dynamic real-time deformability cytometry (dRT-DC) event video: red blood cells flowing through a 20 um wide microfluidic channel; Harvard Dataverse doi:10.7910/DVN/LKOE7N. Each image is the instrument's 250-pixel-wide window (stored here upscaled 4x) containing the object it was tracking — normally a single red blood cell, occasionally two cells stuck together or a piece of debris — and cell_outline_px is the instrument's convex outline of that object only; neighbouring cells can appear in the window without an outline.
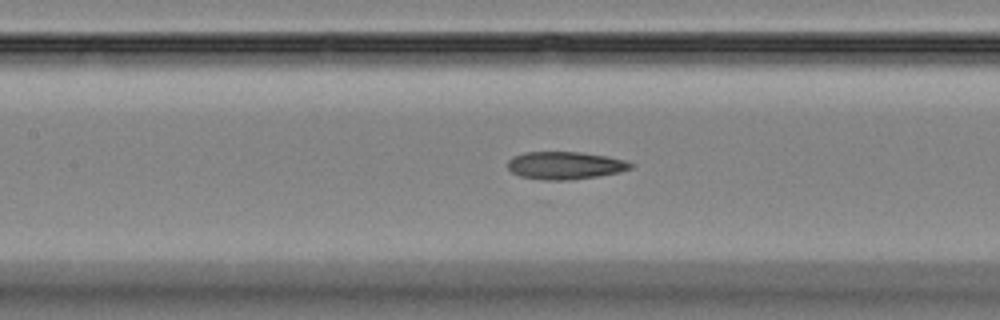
{"species": "Egyptian fruit bat (a non-hibernating species)", "species_latin": "Rousettus aegyptiacus", "temperature_condition": "room temperature", "stored_images_in_passage": 42, "camera_frame_rate_fps": 3000, "um_per_image_px": 0.085, "animal": {"sex": "female"}, "frame": {"image": 1, "passage_image": 23, "time_ms": 7.333, "image_size_px": [1000, 320], "cell_outline_px": [[632, 168], [620, 172], [596, 176], [568, 180], [544, 180], [520, 176], [512, 172], [508, 168], [508, 160], [512, 156], [524, 152], [580, 152], [608, 156], [624, 160], [632, 164]], "centroid_in_image_um": [48.0, 14.05], "position_along_channel_um": 159.4, "area_um2": 19.77}}
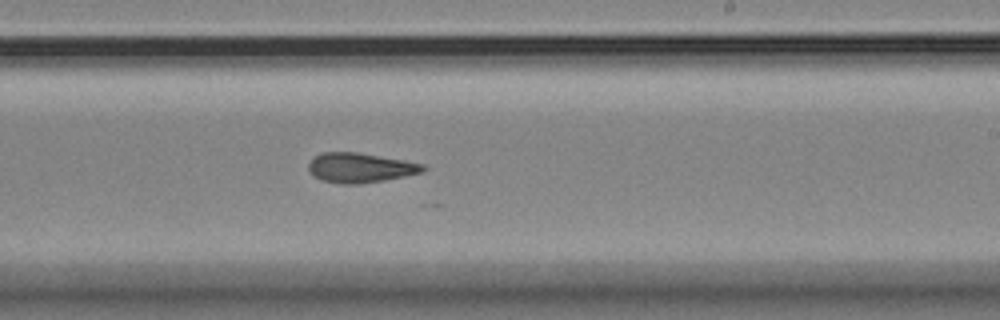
{"frame": {"image": 2, "passage_image": 31, "time_ms": 10.0, "image_size_px": [1000, 320], "cell_outline_px": [[428, 168], [424, 172], [384, 180], [360, 184], [340, 184], [320, 180], [312, 176], [308, 168], [308, 164], [316, 156], [324, 152], [356, 152], [404, 160], [424, 164]], "centroid_in_image_um": [30.62, 14.27], "position_along_channel_um": 258.4, "area_um2": 19.88}}
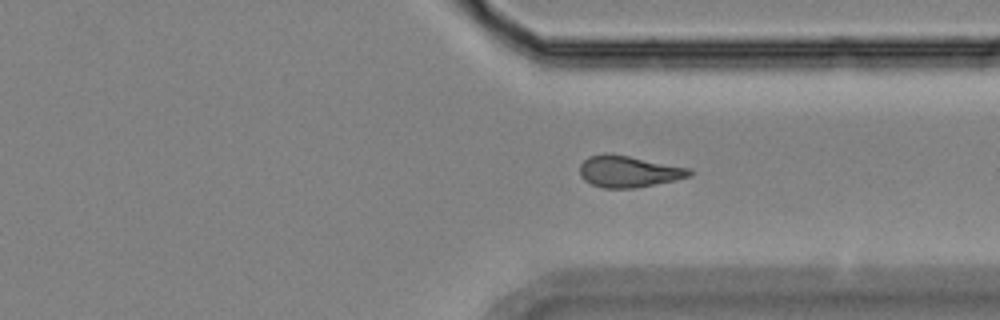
{"frame": {"image": 3, "passage_image": 39, "time_ms": 12.667, "image_size_px": [1000, 320], "cell_outline_px": [[692, 176], [676, 180], [636, 188], [604, 188], [592, 184], [584, 180], [580, 176], [580, 164], [588, 156], [604, 152], [628, 156], [692, 168]], "centroid_in_image_um": [53.44, 14.57], "position_along_channel_um": 358.0, "area_um2": 20.35}}